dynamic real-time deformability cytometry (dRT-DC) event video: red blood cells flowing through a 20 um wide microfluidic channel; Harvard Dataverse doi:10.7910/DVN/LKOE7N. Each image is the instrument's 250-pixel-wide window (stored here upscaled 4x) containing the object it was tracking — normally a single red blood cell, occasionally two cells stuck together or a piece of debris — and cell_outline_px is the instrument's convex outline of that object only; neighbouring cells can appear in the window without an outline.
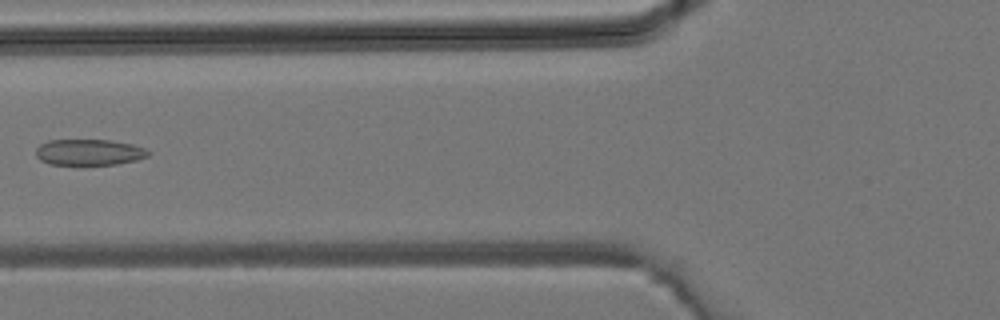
{"species": "common noctule bat (a hibernating species)", "species_latin": "Nyctalus noctula", "temperature_condition": "room temperature", "stored_images_in_passage": 4, "camera_frame_rate_fps": 3000, "um_per_image_px": 0.085, "animal": {"sex": "male", "body_mass_g": 19.2, "forearm_length_mm": 51.8}, "frame": {"image": 1, "passage_image": 4, "time_ms": 1.0, "image_size_px": [1000, 320], "cell_outline_px": [[152, 152], [148, 156], [136, 160], [116, 164], [52, 164], [40, 160], [36, 156], [36, 148], [40, 144], [48, 140], [108, 140], [132, 144], [144, 148]], "centroid_in_image_um": [7.58, 12.93], "position_along_channel_um": 118.2, "area_um2": 16.94}}